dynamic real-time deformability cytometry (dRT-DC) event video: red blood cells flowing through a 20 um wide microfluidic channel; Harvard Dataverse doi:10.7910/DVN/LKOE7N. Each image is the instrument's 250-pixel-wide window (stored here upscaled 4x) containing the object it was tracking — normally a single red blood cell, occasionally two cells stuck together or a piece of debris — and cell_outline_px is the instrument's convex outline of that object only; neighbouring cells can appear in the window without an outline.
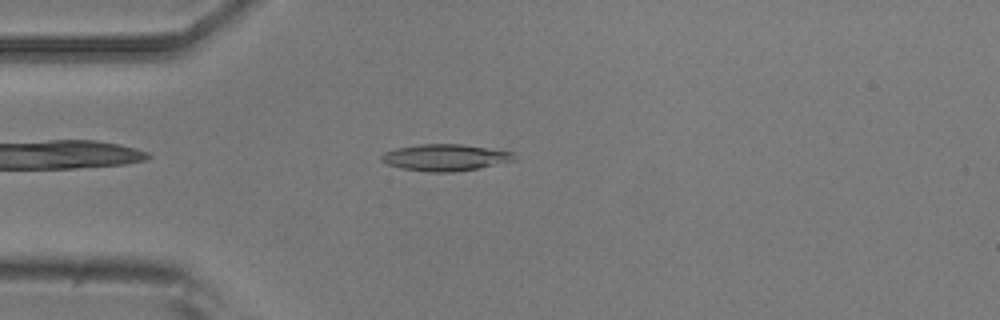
{"species": "common noctule bat (a hibernating species)", "species_latin": "Nyctalus noctula", "temperature_condition": "room temperature", "stored_images_in_passage": 43, "camera_frame_rate_fps": 3000, "um_per_image_px": 0.085, "animal": {"sex": "male", "body_mass_g": 20.5, "forearm_length_mm": 52.5}, "frame": {"image": 1, "passage_image": 5, "time_ms": 1.333, "image_size_px": [1000, 320], "cell_outline_px": [[516, 160], [480, 168], [452, 172], [428, 172], [400, 168], [388, 164], [380, 160], [380, 156], [384, 152], [396, 148], [420, 144], [460, 144], [516, 152]], "centroid_in_image_um": [37.86, 13.39], "position_along_channel_um": 47.1, "area_um2": 20.75}}
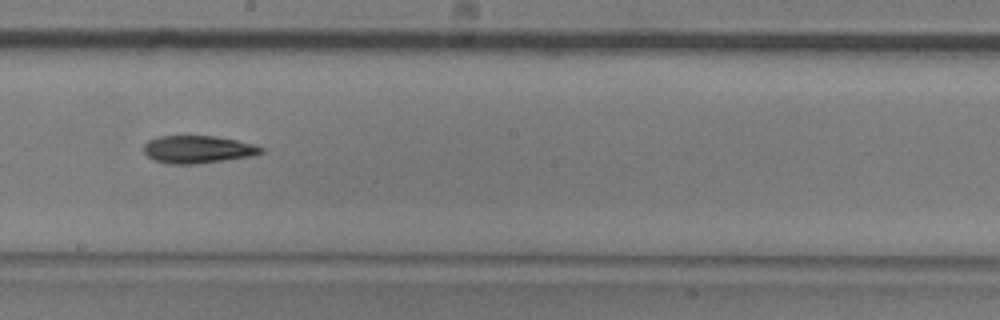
{"frame": {"image": 2, "passage_image": 20, "time_ms": 6.333, "image_size_px": [1000, 320], "cell_outline_px": [[264, 152], [252, 156], [196, 164], [168, 164], [156, 160], [148, 156], [144, 152], [144, 144], [148, 140], [156, 136], [216, 136], [236, 140], [252, 144], [264, 148]], "centroid_in_image_um": [16.8, 12.69], "position_along_channel_um": 231.4, "area_um2": 18.84}}
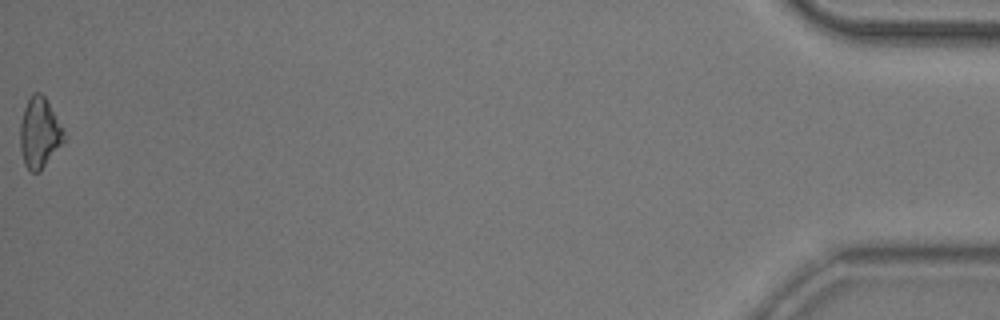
{"frame": {"image": 3, "passage_image": 43, "time_ms": 14.0, "image_size_px": [1000, 320], "cell_outline_px": [[64, 140], [40, 172], [32, 172], [24, 164], [20, 148], [20, 124], [24, 108], [32, 92], [40, 92], [44, 96], [64, 128]], "centroid_in_image_um": [3.35, 11.28], "position_along_channel_um": 431.9, "area_um2": 17.86}, "authors_computed_cell_mechanics": {"area_um2": 18.496, "velocity_mm_per_s": 3.9297, "shape_relaxation_time_tau1_ms": 4.4055, "shape_relaxation_time_tau2_ms": null, "deformation_change_tau1": 0.1253, "deformation_change_tau2": null}}